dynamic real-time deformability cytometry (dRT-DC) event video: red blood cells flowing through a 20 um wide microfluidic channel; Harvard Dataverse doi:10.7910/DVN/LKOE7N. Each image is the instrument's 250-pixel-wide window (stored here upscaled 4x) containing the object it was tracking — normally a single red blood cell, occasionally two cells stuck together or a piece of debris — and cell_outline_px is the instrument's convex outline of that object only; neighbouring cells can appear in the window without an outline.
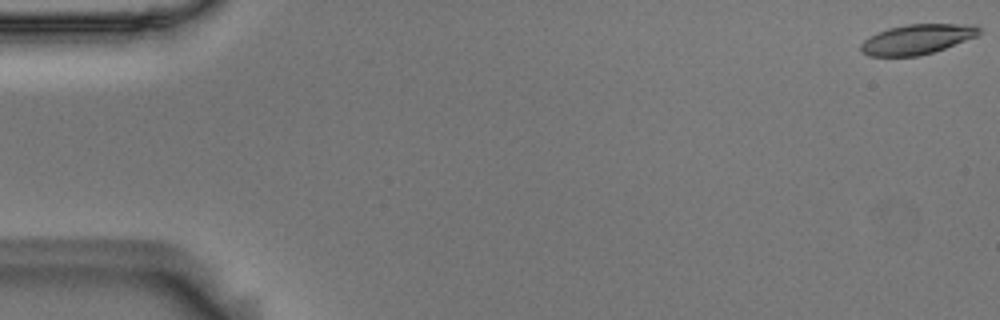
{"species": "Egyptian fruit bat (a non-hibernating species)", "species_latin": "Rousettus aegyptiacus", "temperature_condition": "room temperature", "stored_images_in_passage": 55, "camera_frame_rate_fps": 3000, "um_per_image_px": 0.085, "animal": {"sex": "male"}, "frame": {"image": 1, "passage_image": 1, "time_ms": 0.0, "image_size_px": [1000, 320], "cell_outline_px": [[980, 32], [976, 36], [944, 48], [920, 56], [868, 56], [860, 52], [860, 44], [864, 40], [888, 28], [908, 24], [976, 24], [980, 28]], "centroid_in_image_um": [77.94, 3.34], "position_along_channel_um": 7.1, "area_um2": 20.46}}
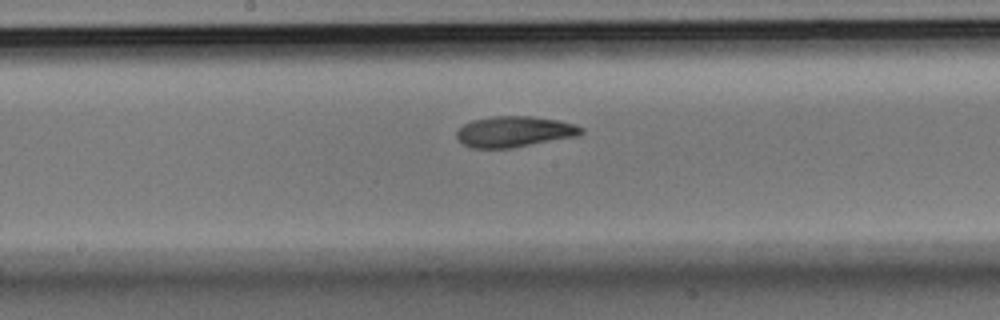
{"frame": {"image": 2, "passage_image": 29, "time_ms": 9.333, "image_size_px": [1000, 320], "cell_outline_px": [[584, 132], [580, 136], [512, 148], [472, 148], [460, 144], [456, 140], [456, 132], [464, 124], [472, 120], [492, 116], [532, 116], [560, 120], [584, 128]], "centroid_in_image_um": [43.72, 11.2], "position_along_channel_um": 204.5, "area_um2": 22.77}}
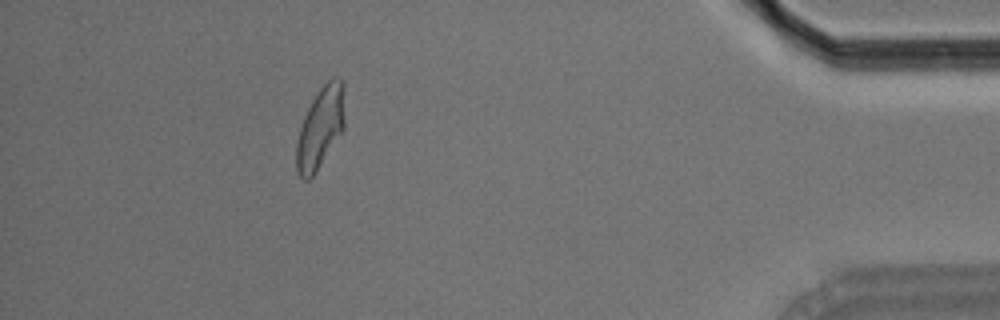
{"frame": {"image": 3, "passage_image": 50, "time_ms": 16.333, "image_size_px": [1000, 320], "cell_outline_px": [[344, 128], [316, 172], [308, 180], [304, 180], [296, 172], [296, 144], [300, 128], [304, 116], [312, 100], [320, 88], [332, 76], [340, 76], [344, 84]], "centroid_in_image_um": [27.24, 10.83], "position_along_channel_um": 408.0, "area_um2": 22.95}, "authors_computed_cell_mechanics": {"area_um2": 22.3108, "velocity_mm_per_s": 3.6532, "shape_relaxation_time_tau1_ms": 5.116, "shape_relaxation_time_tau2_ms": 2.5159, "deformation_change_tau1": 0.1887, "deformation_change_tau2": 0.0926}}